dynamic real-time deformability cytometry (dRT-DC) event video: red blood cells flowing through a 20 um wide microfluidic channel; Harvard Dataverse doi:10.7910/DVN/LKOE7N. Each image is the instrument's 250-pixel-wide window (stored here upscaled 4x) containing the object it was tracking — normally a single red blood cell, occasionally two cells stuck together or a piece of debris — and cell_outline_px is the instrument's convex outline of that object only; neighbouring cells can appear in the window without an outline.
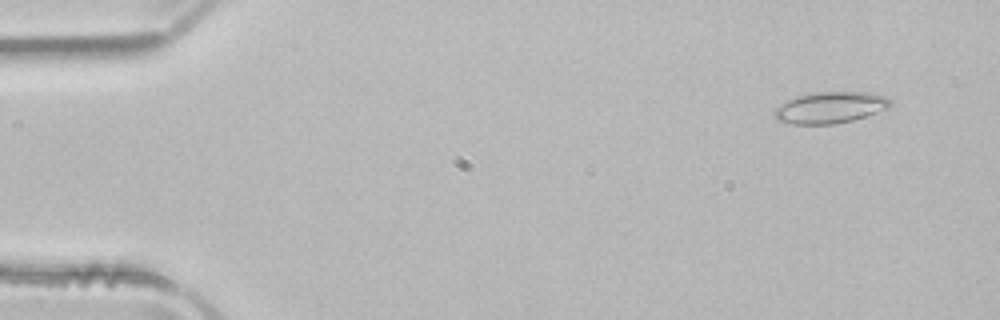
{"species": "common noctule bat (a hibernating species)", "species_latin": "Nyctalus noctula", "temperature_condition": "room temperature", "stored_images_in_passage": 51, "camera_frame_rate_fps": 3000, "um_per_image_px": 0.085, "animal": {"sex": "male", "body_mass_g": 21.5, "forearm_length_mm": 52.0}, "frame": {"image": 1, "passage_image": 4, "time_ms": 1.0, "image_size_px": [1000, 320], "cell_outline_px": [[892, 104], [888, 108], [852, 120], [832, 124], [792, 124], [776, 120], [772, 116], [772, 112], [780, 104], [796, 96], [812, 92], [868, 92], [884, 96]], "centroid_in_image_um": [70.49, 9.14], "position_along_channel_um": 14.5, "area_um2": 21.15}}
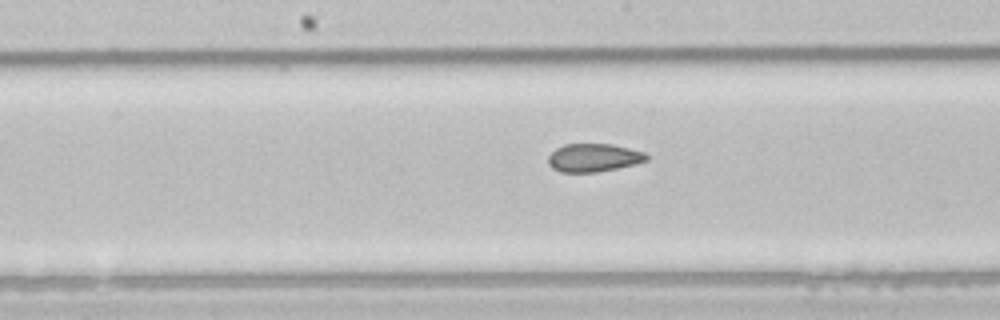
{"frame": {"image": 2, "passage_image": 26, "time_ms": 8.333, "image_size_px": [1000, 320], "cell_outline_px": [[648, 160], [636, 164], [596, 172], [560, 172], [552, 168], [548, 164], [548, 156], [556, 148], [564, 144], [612, 144], [644, 152], [648, 156]], "centroid_in_image_um": [50.44, 13.4], "position_along_channel_um": 197.8, "area_um2": 16.13}}
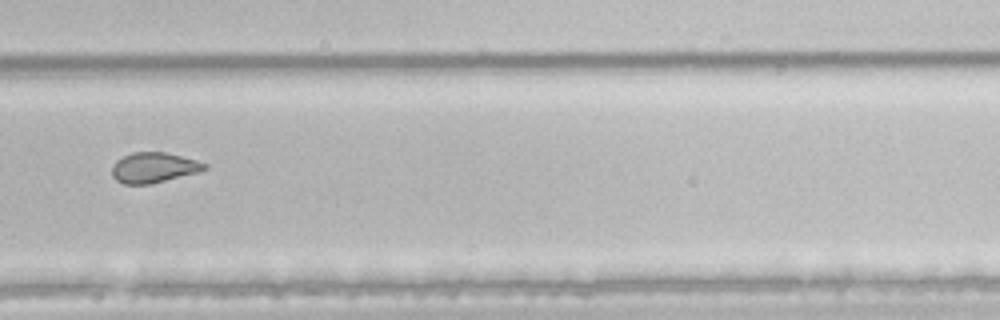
{"frame": {"image": 3, "passage_image": 35, "time_ms": 11.333, "image_size_px": [1000, 320], "cell_outline_px": [[208, 168], [200, 172], [148, 184], [124, 184], [116, 180], [112, 176], [112, 168], [116, 160], [132, 152], [168, 152], [196, 160], [208, 164]], "centroid_in_image_um": [13.09, 14.24], "position_along_channel_um": 316.7, "area_um2": 16.36}, "authors_computed_cell_mechanics": {"area_um2": 18.5538, "velocity_mm_per_s": 3.987, "shape_relaxation_time_tau1_ms": null, "shape_relaxation_time_tau2_ms": 2.0241, "deformation_change_tau1": null, "deformation_change_tau2": 0.0724}}